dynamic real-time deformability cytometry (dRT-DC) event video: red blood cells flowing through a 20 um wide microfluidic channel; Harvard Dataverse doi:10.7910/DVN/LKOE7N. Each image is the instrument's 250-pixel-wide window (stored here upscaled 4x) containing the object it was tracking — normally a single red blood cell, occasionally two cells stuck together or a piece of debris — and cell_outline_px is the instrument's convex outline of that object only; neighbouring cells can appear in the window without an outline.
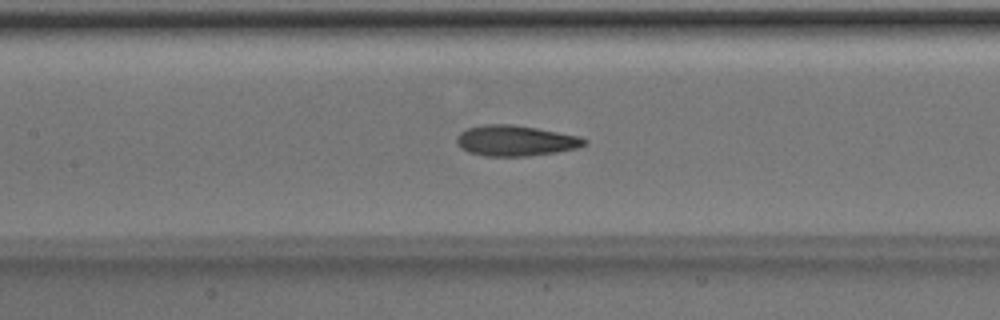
{"species": "Egyptian fruit bat (a non-hibernating species)", "species_latin": "Rousettus aegyptiacus", "temperature_condition": "room temperature", "stored_images_in_passage": 50, "camera_frame_rate_fps": 3000, "um_per_image_px": 0.085, "animal": {"sex": "male"}, "frame": {"image": 1, "passage_image": 23, "time_ms": 7.333, "image_size_px": [1000, 320], "cell_outline_px": [[588, 144], [576, 148], [556, 152], [528, 156], [484, 156], [468, 152], [460, 148], [456, 144], [456, 136], [460, 132], [468, 128], [484, 124], [512, 124], [536, 128], [580, 136], [588, 140]], "centroid_in_image_um": [43.8, 11.96], "position_along_channel_um": 163.6, "area_um2": 22.95}}
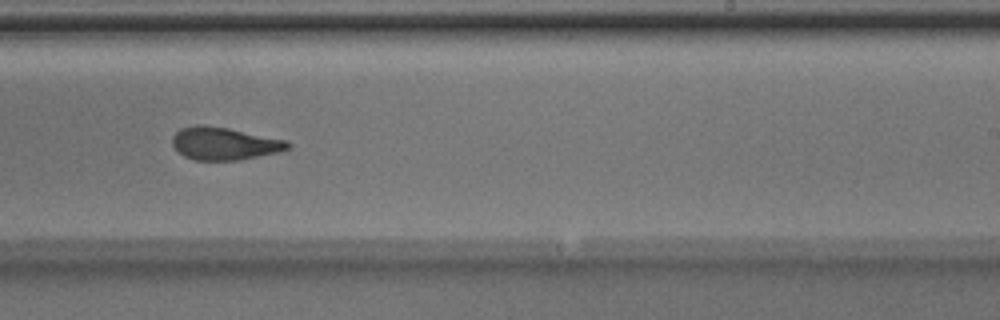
{"frame": {"image": 2, "passage_image": 31, "time_ms": 10.0, "image_size_px": [1000, 320], "cell_outline_px": [[292, 148], [280, 152], [240, 160], [196, 160], [184, 156], [172, 144], [172, 136], [180, 128], [196, 124], [200, 124], [228, 128], [288, 140], [292, 144]], "centroid_in_image_um": [19.11, 12.2], "position_along_channel_um": 269.9, "area_um2": 22.2}}
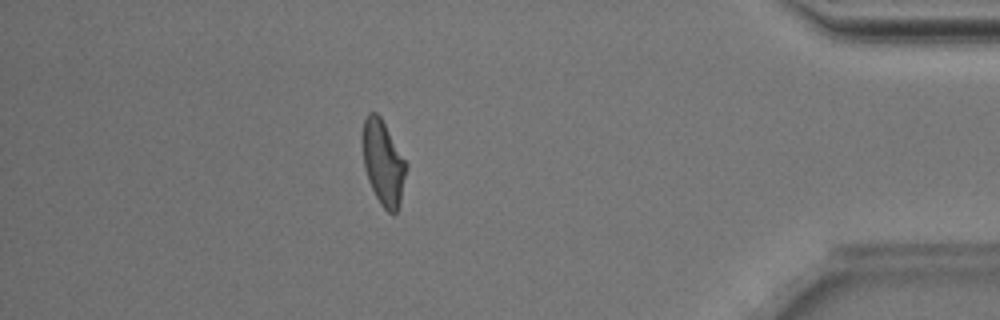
{"frame": {"image": 3, "passage_image": 44, "time_ms": 14.333, "image_size_px": [1000, 320], "cell_outline_px": [[408, 168], [400, 200], [396, 212], [388, 212], [380, 204], [368, 180], [364, 168], [360, 140], [364, 120], [368, 112], [376, 112], [380, 116], [408, 164]], "centroid_in_image_um": [32.54, 13.78], "position_along_channel_um": 402.7, "area_um2": 21.79}, "authors_computed_cell_mechanics": {"area_um2": 22.3686, "velocity_mm_per_s": 4.009, "shape_relaxation_time_tau1_ms": 2.8874, "shape_relaxation_time_tau2_ms": 1.8139, "deformation_change_tau1": 0.1398, "deformation_change_tau2": 0.0947}}